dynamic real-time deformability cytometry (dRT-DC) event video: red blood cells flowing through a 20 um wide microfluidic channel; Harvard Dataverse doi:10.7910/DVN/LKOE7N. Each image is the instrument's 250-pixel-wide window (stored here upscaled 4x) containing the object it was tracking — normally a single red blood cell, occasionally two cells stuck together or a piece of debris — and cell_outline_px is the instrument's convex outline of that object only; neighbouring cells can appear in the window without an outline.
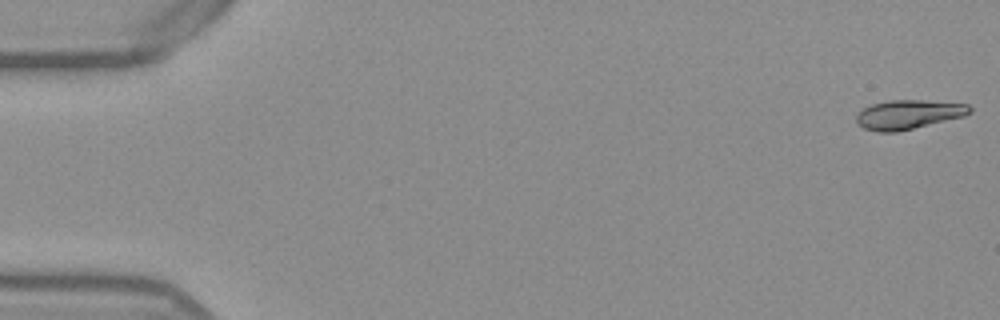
{"species": "Egyptian fruit bat (a non-hibernating species)", "species_latin": "Rousettus aegyptiacus", "temperature_condition": "warm", "stored_images_in_passage": 53, "camera_frame_rate_fps": 3000, "um_per_image_px": 0.085, "frame": {"image": 1, "passage_image": 1, "time_ms": 0.0, "image_size_px": [1000, 320], "cell_outline_px": [[972, 112], [964, 116], [896, 132], [876, 132], [864, 128], [856, 120], [856, 116], [864, 108], [872, 104], [888, 100], [924, 100], [968, 104], [972, 108]], "centroid_in_image_um": [77.23, 9.72], "position_along_channel_um": 7.8, "area_um2": 19.13}}
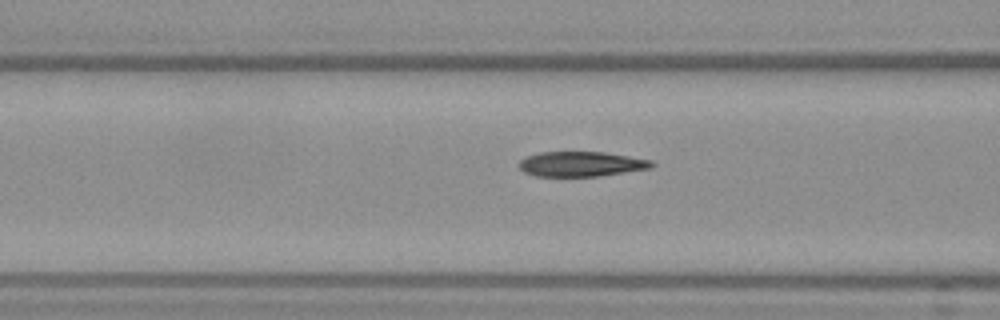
{"frame": {"image": 2, "passage_image": 21, "time_ms": 6.667, "image_size_px": [1000, 320], "cell_outline_px": [[656, 164], [652, 168], [600, 176], [536, 176], [524, 172], [516, 164], [524, 156], [540, 152], [604, 152], [652, 160]], "centroid_in_image_um": [49.39, 13.94], "position_along_channel_um": 117.2, "area_um2": 19.48}}
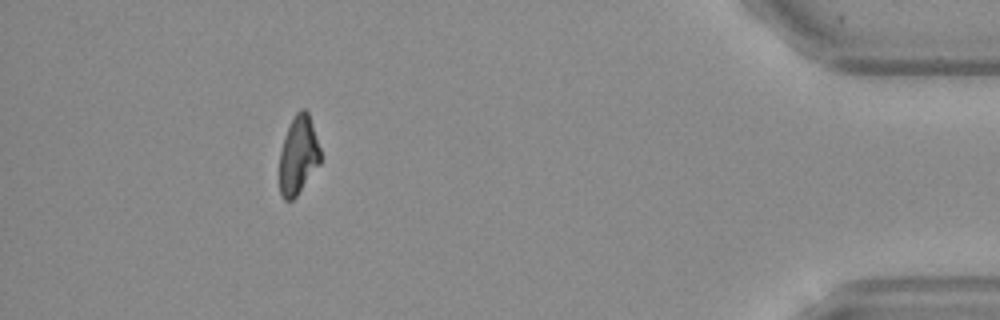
{"frame": {"image": 3, "passage_image": 48, "time_ms": 15.667, "image_size_px": [1000, 320], "cell_outline_px": [[320, 164], [296, 196], [292, 200], [284, 200], [280, 192], [280, 152], [284, 136], [296, 112], [300, 108], [304, 108], [308, 112], [320, 148]], "centroid_in_image_um": [25.35, 13.19], "position_along_channel_um": 409.8, "area_um2": 18.5}, "authors_computed_cell_mechanics": {"area_um2": 19.8254, "velocity_mm_per_s": 3.8737, "shape_relaxation_time_tau1_ms": 4.4825, "shape_relaxation_time_tau2_ms": 2.5234, "deformation_change_tau1": 0.1906, "deformation_change_tau2": 0.0798}}